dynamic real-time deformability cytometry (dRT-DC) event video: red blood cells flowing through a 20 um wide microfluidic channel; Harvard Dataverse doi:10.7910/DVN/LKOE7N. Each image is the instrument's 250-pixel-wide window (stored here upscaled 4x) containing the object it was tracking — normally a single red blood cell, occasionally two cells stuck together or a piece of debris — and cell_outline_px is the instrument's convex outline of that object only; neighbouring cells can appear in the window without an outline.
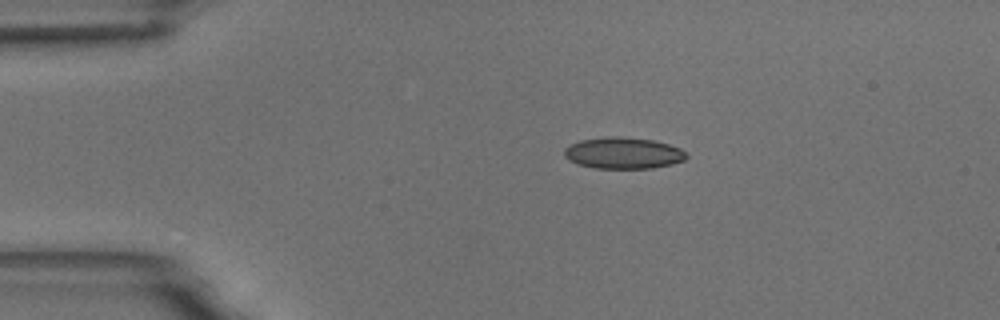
{"species": "common noctule bat (a hibernating species)", "species_latin": "Nyctalus noctula", "temperature_condition": "room temperature", "stored_images_in_passage": 5, "camera_frame_rate_fps": 3000, "um_per_image_px": 0.085, "animal": {"sex": "male", "body_mass_g": 18.8}, "frame": {"image": 1, "passage_image": 1, "time_ms": 0.0, "image_size_px": [1000, 320], "cell_outline_px": [[688, 156], [684, 160], [672, 164], [652, 168], [596, 168], [580, 164], [568, 160], [564, 156], [564, 148], [580, 140], [608, 136], [620, 136], [652, 140], [668, 144], [680, 148]], "centroid_in_image_um": [52.97, 13.0], "position_along_channel_um": 32.0, "area_um2": 22.25}}
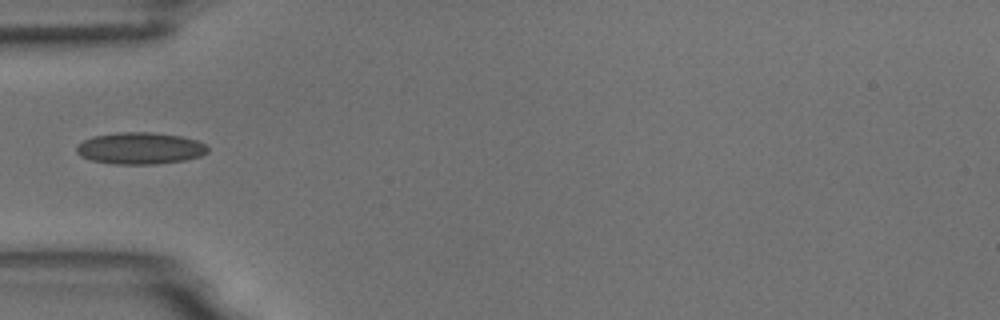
{"frame": {"image": 2, "passage_image": 3, "time_ms": 2.333, "image_size_px": [1000, 320], "cell_outline_px": [[208, 152], [200, 156], [184, 160], [156, 164], [116, 164], [92, 160], [80, 156], [76, 152], [76, 148], [84, 140], [92, 136], [120, 132], [152, 132], [180, 136], [196, 140], [204, 144], [208, 148]], "centroid_in_image_um": [11.9, 12.6], "position_along_channel_um": 73.1, "area_um2": 24.16}}